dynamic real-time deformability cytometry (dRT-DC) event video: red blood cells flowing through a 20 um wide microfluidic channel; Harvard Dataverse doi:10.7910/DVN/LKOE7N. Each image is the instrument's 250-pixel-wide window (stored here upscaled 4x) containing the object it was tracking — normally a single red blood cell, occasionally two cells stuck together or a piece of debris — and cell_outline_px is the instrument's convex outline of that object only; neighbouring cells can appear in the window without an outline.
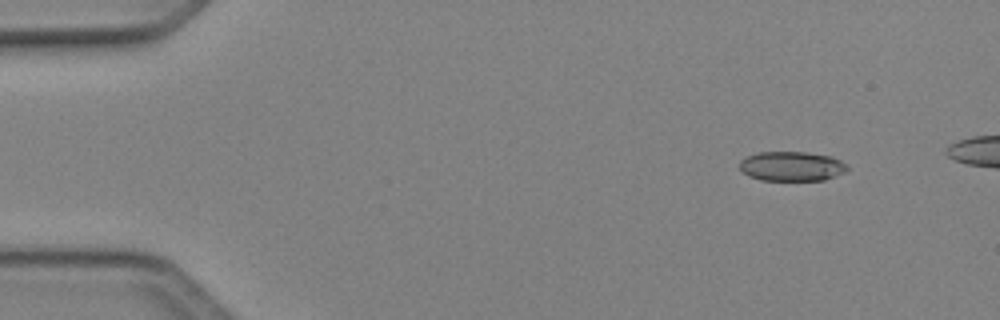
{"species": "Egyptian fruit bat (a non-hibernating species)", "species_latin": "Rousettus aegyptiacus", "temperature_condition": "cold", "stored_images_in_passage": 10, "segment_of_instrument_passage": [2, 2], "camera_frame_rate_fps": 3000, "um_per_image_px": 0.085, "animal": {"sex": "female"}, "frame": {"image": 1, "passage_image": 10, "time_ms": 3.0, "image_size_px": [1000, 320], "cell_outline_px": [[848, 168], [844, 172], [824, 180], [760, 180], [748, 176], [740, 172], [740, 160], [756, 152], [808, 152], [832, 156], [848, 164]], "centroid_in_image_um": [67.28, 14.13], "position_along_channel_um": 17.7, "area_um2": 18.73}}